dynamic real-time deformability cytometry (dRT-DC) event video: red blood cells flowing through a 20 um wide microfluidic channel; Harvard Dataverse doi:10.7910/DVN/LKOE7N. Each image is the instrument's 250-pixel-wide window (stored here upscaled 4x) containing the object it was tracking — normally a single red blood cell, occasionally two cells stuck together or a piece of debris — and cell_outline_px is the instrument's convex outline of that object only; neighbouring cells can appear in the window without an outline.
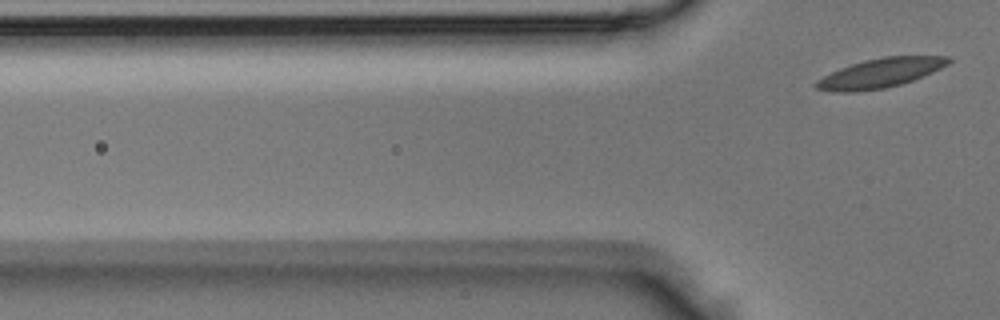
{"species": "Egyptian fruit bat (a non-hibernating species)", "species_latin": "Rousettus aegyptiacus", "temperature_condition": "room temperature", "stored_images_in_passage": 4, "camera_frame_rate_fps": 3000, "um_per_image_px": 0.085, "animal": {"sex": "male"}, "frame": {"image": 1, "passage_image": 4, "time_ms": 1.0, "image_size_px": [1000, 320], "cell_outline_px": [[952, 60], [948, 64], [932, 72], [912, 80], [900, 84], [884, 88], [852, 92], [832, 92], [816, 88], [812, 84], [816, 80], [840, 68], [864, 60], [884, 56], [952, 56]], "centroid_in_image_um": [74.81, 6.2], "position_along_channel_um": 51.0, "area_um2": 22.48}}